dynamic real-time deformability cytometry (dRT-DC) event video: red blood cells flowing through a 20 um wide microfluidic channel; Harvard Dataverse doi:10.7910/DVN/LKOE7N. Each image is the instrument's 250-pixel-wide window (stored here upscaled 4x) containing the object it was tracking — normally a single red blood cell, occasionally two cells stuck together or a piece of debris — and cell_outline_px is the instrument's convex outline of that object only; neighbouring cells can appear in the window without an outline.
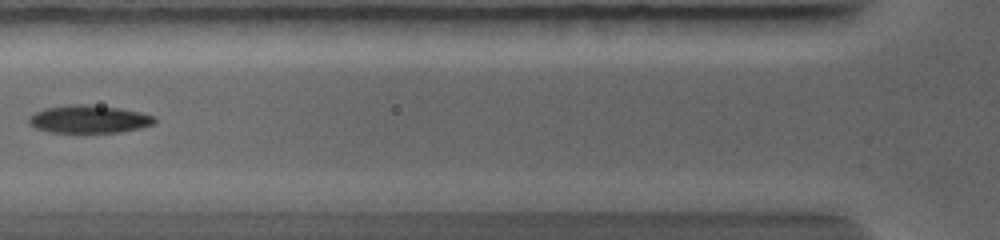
{"species": "common noctule bat (a hibernating species)", "species_latin": "Nyctalus noctula", "temperature_condition": "warm", "stored_images_in_passage": 4, "camera_frame_rate_fps": 5000, "um_per_image_px": 0.085, "animal": {"sex": "female", "body_mass_g": 19.0, "forearm_length_mm": 56.7}, "frame": {"image": 1, "passage_image": 4, "time_ms": 3.0, "image_size_px": [1000, 240], "cell_outline_px": [[156, 120], [152, 124], [140, 128], [120, 132], [48, 132], [36, 128], [28, 124], [28, 116], [44, 108], [68, 104], [88, 104], [120, 108], [140, 112], [156, 116]], "centroid_in_image_um": [7.54, 10.12], "position_along_channel_um": 118.3, "area_um2": 20.52}}